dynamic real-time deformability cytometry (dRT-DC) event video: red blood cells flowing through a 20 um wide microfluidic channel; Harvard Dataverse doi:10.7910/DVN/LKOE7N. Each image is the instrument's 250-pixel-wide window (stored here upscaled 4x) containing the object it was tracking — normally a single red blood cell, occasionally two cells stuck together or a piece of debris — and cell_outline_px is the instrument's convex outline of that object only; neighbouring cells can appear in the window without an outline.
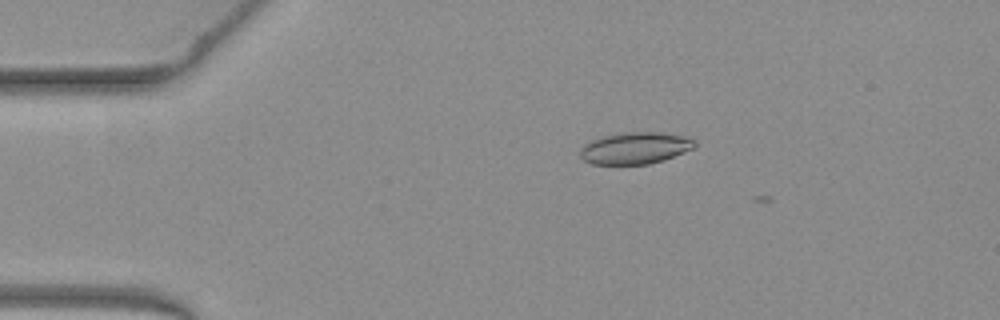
{"species": "common noctule bat (a hibernating species)", "species_latin": "Nyctalus noctula", "temperature_condition": "warm", "stored_images_in_passage": 6, "camera_frame_rate_fps": 3000, "um_per_image_px": 0.085, "animal": {"sex": "female", "body_mass_g": 19.3, "forearm_length_mm": 54.1}, "frame": {"image": 1, "passage_image": 3, "time_ms": 0.667, "image_size_px": [1000, 320], "cell_outline_px": [[696, 144], [692, 148], [664, 160], [648, 164], [592, 164], [584, 160], [580, 156], [580, 148], [584, 144], [592, 140], [604, 136], [628, 132], [656, 132], [684, 136], [696, 140]], "centroid_in_image_um": [53.97, 12.59], "position_along_channel_um": 31.0, "area_um2": 20.98}}